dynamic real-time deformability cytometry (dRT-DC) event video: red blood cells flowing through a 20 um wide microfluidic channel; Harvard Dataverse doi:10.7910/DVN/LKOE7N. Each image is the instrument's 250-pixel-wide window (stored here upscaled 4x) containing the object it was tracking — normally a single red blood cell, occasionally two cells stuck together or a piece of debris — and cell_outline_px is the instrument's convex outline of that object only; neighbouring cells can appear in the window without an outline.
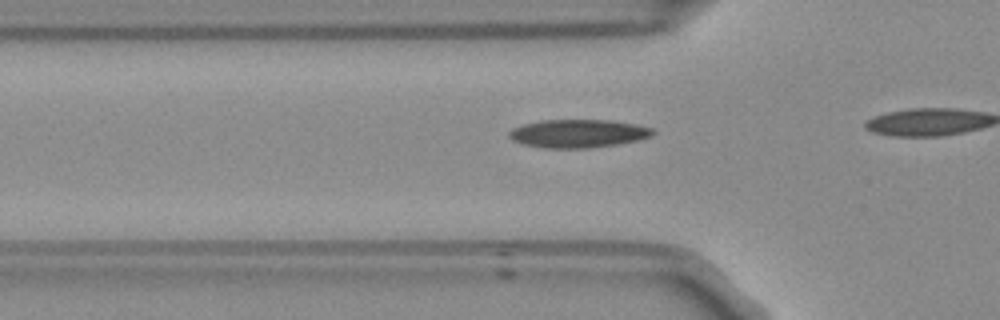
{"species": "Egyptian fruit bat (a non-hibernating species)", "species_latin": "Rousettus aegyptiacus", "temperature_condition": "room temperature", "stored_images_in_passage": 7, "camera_frame_rate_fps": 3000, "um_per_image_px": 0.085, "frame": {"image": 1, "passage_image": 2, "time_ms": 0.333, "image_size_px": [1000, 320], "cell_outline_px": [[656, 132], [652, 136], [640, 140], [616, 144], [588, 148], [544, 148], [524, 144], [512, 140], [508, 136], [508, 132], [512, 128], [524, 124], [540, 120], [612, 120], [636, 124], [652, 128]], "centroid_in_image_um": [49.15, 11.34], "position_along_channel_um": 76.6, "area_um2": 23.76}}